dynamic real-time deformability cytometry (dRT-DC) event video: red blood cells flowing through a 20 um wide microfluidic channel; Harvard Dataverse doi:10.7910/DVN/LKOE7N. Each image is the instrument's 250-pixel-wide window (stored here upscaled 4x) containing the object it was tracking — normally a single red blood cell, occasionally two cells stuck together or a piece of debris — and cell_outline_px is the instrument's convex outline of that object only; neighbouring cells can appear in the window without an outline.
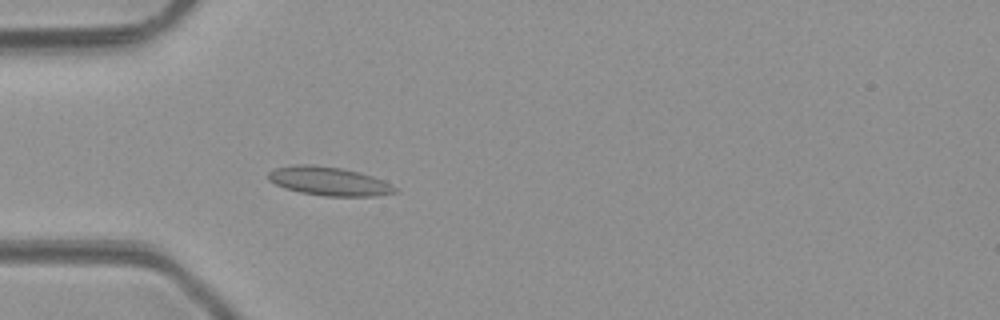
{"species": "common noctule bat (a hibernating species)", "species_latin": "Nyctalus noctula", "temperature_condition": "room temperature", "stored_images_in_passage": 3, "camera_frame_rate_fps": 3000, "um_per_image_px": 0.085, "animal": {"sex": "male", "body_mass_g": 23.1, "forearm_length_mm": 52.7}, "frame": {"image": 1, "passage_image": 3, "time_ms": 2.333, "image_size_px": [1000, 320], "cell_outline_px": [[400, 192], [372, 196], [324, 196], [300, 192], [284, 188], [268, 180], [268, 172], [276, 168], [296, 164], [308, 164], [340, 168], [372, 176], [396, 188]], "centroid_in_image_um": [27.91, 15.41], "position_along_channel_um": 57.1, "area_um2": 20.87}}